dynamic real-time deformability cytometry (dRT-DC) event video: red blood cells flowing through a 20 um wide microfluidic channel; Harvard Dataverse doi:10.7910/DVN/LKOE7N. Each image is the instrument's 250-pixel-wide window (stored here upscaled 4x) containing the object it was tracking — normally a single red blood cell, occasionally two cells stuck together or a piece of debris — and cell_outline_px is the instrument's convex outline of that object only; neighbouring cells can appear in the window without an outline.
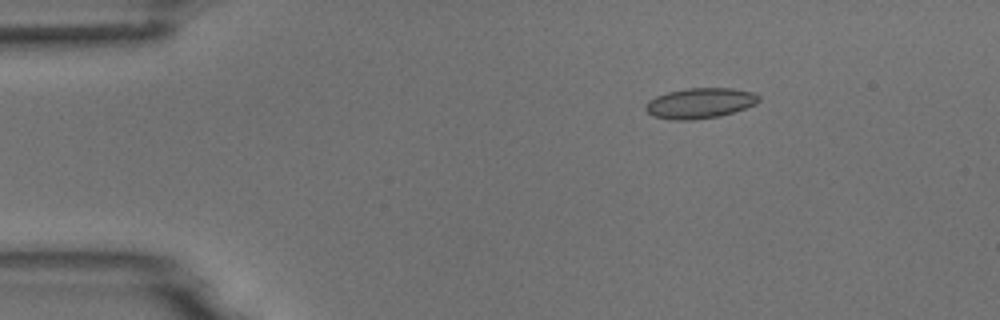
{"species": "common noctule bat (a hibernating species)", "species_latin": "Nyctalus noctula", "temperature_condition": "room temperature", "stored_images_in_passage": 3, "camera_frame_rate_fps": 3000, "um_per_image_px": 0.085, "animal": {"sex": "male", "body_mass_g": 18.8}, "frame": {"image": 1, "passage_image": 1, "time_ms": 0.0, "image_size_px": [1000, 320], "cell_outline_px": [[760, 100], [756, 104], [720, 116], [692, 120], [672, 120], [652, 116], [644, 108], [644, 104], [648, 100], [656, 96], [668, 92], [688, 88], [732, 88], [752, 92], [760, 96]], "centroid_in_image_um": [59.47, 8.77], "position_along_channel_um": 25.5, "area_um2": 20.11}}